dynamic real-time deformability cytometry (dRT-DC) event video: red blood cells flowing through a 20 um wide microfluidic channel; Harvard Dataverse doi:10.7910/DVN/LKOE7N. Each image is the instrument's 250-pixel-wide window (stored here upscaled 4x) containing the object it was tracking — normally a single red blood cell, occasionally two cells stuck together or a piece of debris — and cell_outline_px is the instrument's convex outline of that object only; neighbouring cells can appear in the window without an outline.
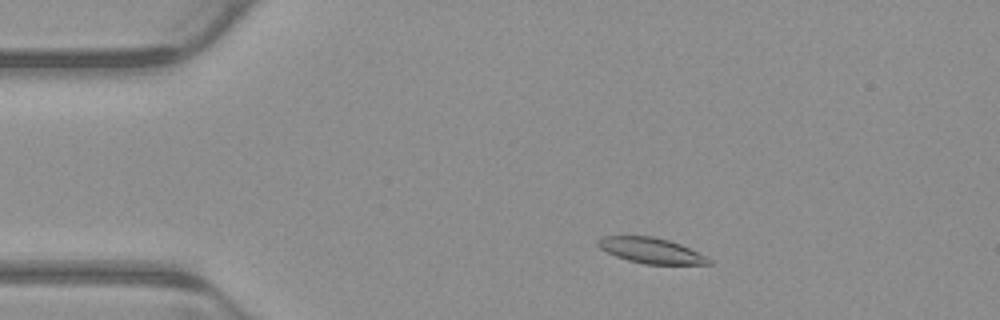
{"species": "common noctule bat (a hibernating species)", "species_latin": "Nyctalus noctula", "temperature_condition": "warm", "stored_images_in_passage": 5, "camera_frame_rate_fps": 3000, "um_per_image_px": 0.085, "animal": {"sex": "male", "body_mass_g": 23.1, "forearm_length_mm": 52.7}, "frame": {"image": 1, "passage_image": 2, "time_ms": 0.333, "image_size_px": [1000, 320], "cell_outline_px": [[712, 264], [644, 264], [628, 260], [616, 256], [600, 248], [596, 244], [596, 240], [604, 236], [652, 236], [668, 240], [680, 244], [712, 260]], "centroid_in_image_um": [55.3, 21.29], "position_along_channel_um": 29.7, "area_um2": 16.24}}
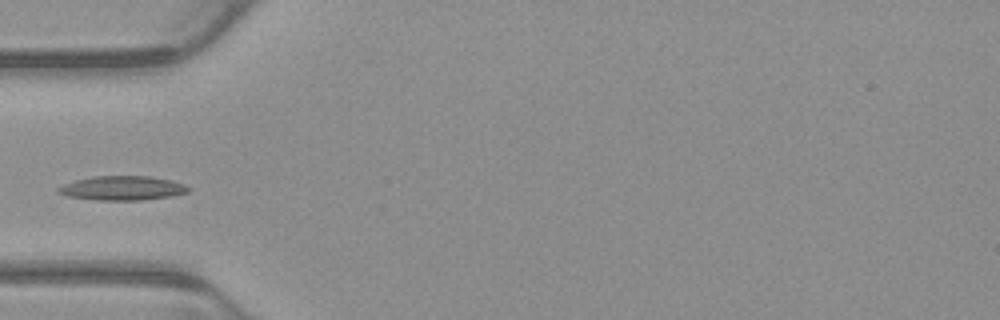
{"frame": {"image": 2, "passage_image": 4, "time_ms": 1.0, "image_size_px": [1000, 320], "cell_outline_px": [[192, 188], [188, 192], [172, 196], [144, 200], [96, 200], [68, 196], [56, 192], [56, 188], [64, 184], [76, 180], [92, 176], [148, 176], [172, 180], [184, 184]], "centroid_in_image_um": [10.42, 15.99], "position_along_channel_um": 74.6, "area_um2": 18.5}}
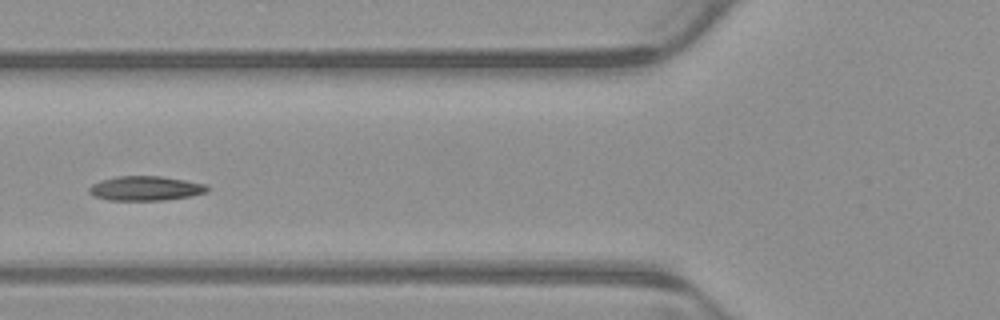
{"frame": {"image": 3, "passage_image": 5, "time_ms": 1.333, "image_size_px": [1000, 320], "cell_outline_px": [[212, 188], [208, 192], [188, 196], [164, 200], [108, 200], [92, 196], [88, 192], [88, 188], [92, 184], [100, 180], [116, 176], [160, 176], [184, 180], [204, 184]], "centroid_in_image_um": [12.33, 16.01], "position_along_channel_um": 113.5, "area_um2": 16.94}}